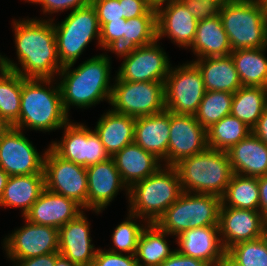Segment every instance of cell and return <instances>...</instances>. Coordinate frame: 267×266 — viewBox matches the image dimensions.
Segmentation results:
<instances>
[{"instance_id":"cell-1","label":"cell","mask_w":267,"mask_h":266,"mask_svg":"<svg viewBox=\"0 0 267 266\" xmlns=\"http://www.w3.org/2000/svg\"><path fill=\"white\" fill-rule=\"evenodd\" d=\"M53 20H13L16 54L22 69L2 54L0 67L14 71L26 79H54L63 66L57 54Z\"/></svg>"},{"instance_id":"cell-2","label":"cell","mask_w":267,"mask_h":266,"mask_svg":"<svg viewBox=\"0 0 267 266\" xmlns=\"http://www.w3.org/2000/svg\"><path fill=\"white\" fill-rule=\"evenodd\" d=\"M73 66L74 63L63 66L58 74L65 112L68 114L70 106L86 109L103 100L110 103L113 87L110 84V56L96 55L71 70Z\"/></svg>"},{"instance_id":"cell-3","label":"cell","mask_w":267,"mask_h":266,"mask_svg":"<svg viewBox=\"0 0 267 266\" xmlns=\"http://www.w3.org/2000/svg\"><path fill=\"white\" fill-rule=\"evenodd\" d=\"M53 81L56 80L22 77L20 114L12 127L22 131L27 127L31 130L51 132L63 128L70 121L69 114L63 108L58 83H54L56 86L50 85Z\"/></svg>"},{"instance_id":"cell-4","label":"cell","mask_w":267,"mask_h":266,"mask_svg":"<svg viewBox=\"0 0 267 266\" xmlns=\"http://www.w3.org/2000/svg\"><path fill=\"white\" fill-rule=\"evenodd\" d=\"M182 193L175 166L163 165L129 188L128 211L144 220V224H155Z\"/></svg>"},{"instance_id":"cell-5","label":"cell","mask_w":267,"mask_h":266,"mask_svg":"<svg viewBox=\"0 0 267 266\" xmlns=\"http://www.w3.org/2000/svg\"><path fill=\"white\" fill-rule=\"evenodd\" d=\"M184 192L222 197L233 175L227 151L207 148L175 165Z\"/></svg>"},{"instance_id":"cell-6","label":"cell","mask_w":267,"mask_h":266,"mask_svg":"<svg viewBox=\"0 0 267 266\" xmlns=\"http://www.w3.org/2000/svg\"><path fill=\"white\" fill-rule=\"evenodd\" d=\"M219 17L232 51L267 47V16L256 0L227 2Z\"/></svg>"},{"instance_id":"cell-7","label":"cell","mask_w":267,"mask_h":266,"mask_svg":"<svg viewBox=\"0 0 267 266\" xmlns=\"http://www.w3.org/2000/svg\"><path fill=\"white\" fill-rule=\"evenodd\" d=\"M221 205L216 195L183 191L155 224L175 237L185 230L218 226Z\"/></svg>"},{"instance_id":"cell-8","label":"cell","mask_w":267,"mask_h":266,"mask_svg":"<svg viewBox=\"0 0 267 266\" xmlns=\"http://www.w3.org/2000/svg\"><path fill=\"white\" fill-rule=\"evenodd\" d=\"M57 42V54L62 66L75 64L87 45L98 40L100 26L96 9L89 4L70 12L61 23H53Z\"/></svg>"},{"instance_id":"cell-9","label":"cell","mask_w":267,"mask_h":266,"mask_svg":"<svg viewBox=\"0 0 267 266\" xmlns=\"http://www.w3.org/2000/svg\"><path fill=\"white\" fill-rule=\"evenodd\" d=\"M114 79L109 103L113 111L137 118L166 110L164 82L122 81L117 76Z\"/></svg>"},{"instance_id":"cell-10","label":"cell","mask_w":267,"mask_h":266,"mask_svg":"<svg viewBox=\"0 0 267 266\" xmlns=\"http://www.w3.org/2000/svg\"><path fill=\"white\" fill-rule=\"evenodd\" d=\"M164 92L167 111L173 114L194 115L206 89L201 72L190 61L170 68L164 82Z\"/></svg>"},{"instance_id":"cell-11","label":"cell","mask_w":267,"mask_h":266,"mask_svg":"<svg viewBox=\"0 0 267 266\" xmlns=\"http://www.w3.org/2000/svg\"><path fill=\"white\" fill-rule=\"evenodd\" d=\"M45 188L73 199L88 210V180L86 167L58 156L50 147L44 157Z\"/></svg>"},{"instance_id":"cell-12","label":"cell","mask_w":267,"mask_h":266,"mask_svg":"<svg viewBox=\"0 0 267 266\" xmlns=\"http://www.w3.org/2000/svg\"><path fill=\"white\" fill-rule=\"evenodd\" d=\"M157 42L116 53L118 57H123L116 76L122 81L165 82L171 64L168 55Z\"/></svg>"},{"instance_id":"cell-13","label":"cell","mask_w":267,"mask_h":266,"mask_svg":"<svg viewBox=\"0 0 267 266\" xmlns=\"http://www.w3.org/2000/svg\"><path fill=\"white\" fill-rule=\"evenodd\" d=\"M62 140L52 141L49 147L61 158L88 167L108 160L110 155L95 130L84 124L68 122Z\"/></svg>"},{"instance_id":"cell-14","label":"cell","mask_w":267,"mask_h":266,"mask_svg":"<svg viewBox=\"0 0 267 266\" xmlns=\"http://www.w3.org/2000/svg\"><path fill=\"white\" fill-rule=\"evenodd\" d=\"M3 243L10 260L46 255L58 252L59 230L51 226L30 223L25 219V225L6 236Z\"/></svg>"},{"instance_id":"cell-15","label":"cell","mask_w":267,"mask_h":266,"mask_svg":"<svg viewBox=\"0 0 267 266\" xmlns=\"http://www.w3.org/2000/svg\"><path fill=\"white\" fill-rule=\"evenodd\" d=\"M22 130L12 127L0 141V168L9 176L44 174V157Z\"/></svg>"},{"instance_id":"cell-16","label":"cell","mask_w":267,"mask_h":266,"mask_svg":"<svg viewBox=\"0 0 267 266\" xmlns=\"http://www.w3.org/2000/svg\"><path fill=\"white\" fill-rule=\"evenodd\" d=\"M208 148L207 130L194 115L171 113L167 165L175 166L181 160Z\"/></svg>"},{"instance_id":"cell-17","label":"cell","mask_w":267,"mask_h":266,"mask_svg":"<svg viewBox=\"0 0 267 266\" xmlns=\"http://www.w3.org/2000/svg\"><path fill=\"white\" fill-rule=\"evenodd\" d=\"M156 6L157 41L168 36L179 47L190 48L196 35L198 21L180 0Z\"/></svg>"},{"instance_id":"cell-18","label":"cell","mask_w":267,"mask_h":266,"mask_svg":"<svg viewBox=\"0 0 267 266\" xmlns=\"http://www.w3.org/2000/svg\"><path fill=\"white\" fill-rule=\"evenodd\" d=\"M265 220L260 211L221 207L219 233L227 251L233 245L261 237Z\"/></svg>"},{"instance_id":"cell-19","label":"cell","mask_w":267,"mask_h":266,"mask_svg":"<svg viewBox=\"0 0 267 266\" xmlns=\"http://www.w3.org/2000/svg\"><path fill=\"white\" fill-rule=\"evenodd\" d=\"M86 170L89 210L91 209L99 214L113 201L119 190L125 189L126 195L129 196V189L122 181L112 157L106 161L88 166Z\"/></svg>"},{"instance_id":"cell-20","label":"cell","mask_w":267,"mask_h":266,"mask_svg":"<svg viewBox=\"0 0 267 266\" xmlns=\"http://www.w3.org/2000/svg\"><path fill=\"white\" fill-rule=\"evenodd\" d=\"M89 223L82 212L58 229V252L78 266H91L98 250L91 244Z\"/></svg>"},{"instance_id":"cell-21","label":"cell","mask_w":267,"mask_h":266,"mask_svg":"<svg viewBox=\"0 0 267 266\" xmlns=\"http://www.w3.org/2000/svg\"><path fill=\"white\" fill-rule=\"evenodd\" d=\"M82 209L73 199L45 188L23 219L59 229L84 212Z\"/></svg>"},{"instance_id":"cell-22","label":"cell","mask_w":267,"mask_h":266,"mask_svg":"<svg viewBox=\"0 0 267 266\" xmlns=\"http://www.w3.org/2000/svg\"><path fill=\"white\" fill-rule=\"evenodd\" d=\"M175 240L179 246L176 250L180 254L203 260L210 266H215L226 253L218 226L185 230Z\"/></svg>"},{"instance_id":"cell-23","label":"cell","mask_w":267,"mask_h":266,"mask_svg":"<svg viewBox=\"0 0 267 266\" xmlns=\"http://www.w3.org/2000/svg\"><path fill=\"white\" fill-rule=\"evenodd\" d=\"M171 112L137 117L134 127V143L152 153L163 165H167Z\"/></svg>"},{"instance_id":"cell-24","label":"cell","mask_w":267,"mask_h":266,"mask_svg":"<svg viewBox=\"0 0 267 266\" xmlns=\"http://www.w3.org/2000/svg\"><path fill=\"white\" fill-rule=\"evenodd\" d=\"M233 173L242 176L267 175V145L253 133L227 150Z\"/></svg>"},{"instance_id":"cell-25","label":"cell","mask_w":267,"mask_h":266,"mask_svg":"<svg viewBox=\"0 0 267 266\" xmlns=\"http://www.w3.org/2000/svg\"><path fill=\"white\" fill-rule=\"evenodd\" d=\"M112 158L124 184L131 188L135 183L152 175L162 166L161 161L136 143H131Z\"/></svg>"},{"instance_id":"cell-26","label":"cell","mask_w":267,"mask_h":266,"mask_svg":"<svg viewBox=\"0 0 267 266\" xmlns=\"http://www.w3.org/2000/svg\"><path fill=\"white\" fill-rule=\"evenodd\" d=\"M135 121V117L117 113L112 107L101 115L94 130L110 157L134 142Z\"/></svg>"},{"instance_id":"cell-27","label":"cell","mask_w":267,"mask_h":266,"mask_svg":"<svg viewBox=\"0 0 267 266\" xmlns=\"http://www.w3.org/2000/svg\"><path fill=\"white\" fill-rule=\"evenodd\" d=\"M203 77L206 91H226L235 93L242 84L231 55L196 59Z\"/></svg>"},{"instance_id":"cell-28","label":"cell","mask_w":267,"mask_h":266,"mask_svg":"<svg viewBox=\"0 0 267 266\" xmlns=\"http://www.w3.org/2000/svg\"><path fill=\"white\" fill-rule=\"evenodd\" d=\"M191 47L197 59L231 54L232 47L219 15L198 21Z\"/></svg>"},{"instance_id":"cell-29","label":"cell","mask_w":267,"mask_h":266,"mask_svg":"<svg viewBox=\"0 0 267 266\" xmlns=\"http://www.w3.org/2000/svg\"><path fill=\"white\" fill-rule=\"evenodd\" d=\"M44 189V174L9 176L0 206L20 208L24 217Z\"/></svg>"},{"instance_id":"cell-30","label":"cell","mask_w":267,"mask_h":266,"mask_svg":"<svg viewBox=\"0 0 267 266\" xmlns=\"http://www.w3.org/2000/svg\"><path fill=\"white\" fill-rule=\"evenodd\" d=\"M266 47L238 49L231 52L242 86L267 88Z\"/></svg>"},{"instance_id":"cell-31","label":"cell","mask_w":267,"mask_h":266,"mask_svg":"<svg viewBox=\"0 0 267 266\" xmlns=\"http://www.w3.org/2000/svg\"><path fill=\"white\" fill-rule=\"evenodd\" d=\"M170 234L156 224H147L138 240L135 254L138 266H160L176 249H170L165 239Z\"/></svg>"},{"instance_id":"cell-32","label":"cell","mask_w":267,"mask_h":266,"mask_svg":"<svg viewBox=\"0 0 267 266\" xmlns=\"http://www.w3.org/2000/svg\"><path fill=\"white\" fill-rule=\"evenodd\" d=\"M267 108V88L242 86L233 93L231 115L252 129Z\"/></svg>"},{"instance_id":"cell-33","label":"cell","mask_w":267,"mask_h":266,"mask_svg":"<svg viewBox=\"0 0 267 266\" xmlns=\"http://www.w3.org/2000/svg\"><path fill=\"white\" fill-rule=\"evenodd\" d=\"M221 204V207L260 211L258 177L233 173L221 197Z\"/></svg>"},{"instance_id":"cell-34","label":"cell","mask_w":267,"mask_h":266,"mask_svg":"<svg viewBox=\"0 0 267 266\" xmlns=\"http://www.w3.org/2000/svg\"><path fill=\"white\" fill-rule=\"evenodd\" d=\"M250 133H252V129L237 117L231 114L224 116L207 129L208 148L227 151Z\"/></svg>"},{"instance_id":"cell-35","label":"cell","mask_w":267,"mask_h":266,"mask_svg":"<svg viewBox=\"0 0 267 266\" xmlns=\"http://www.w3.org/2000/svg\"><path fill=\"white\" fill-rule=\"evenodd\" d=\"M22 76L0 67V115L12 126L21 106Z\"/></svg>"},{"instance_id":"cell-36","label":"cell","mask_w":267,"mask_h":266,"mask_svg":"<svg viewBox=\"0 0 267 266\" xmlns=\"http://www.w3.org/2000/svg\"><path fill=\"white\" fill-rule=\"evenodd\" d=\"M233 93L226 91H206L197 112V122L206 130L231 114Z\"/></svg>"},{"instance_id":"cell-37","label":"cell","mask_w":267,"mask_h":266,"mask_svg":"<svg viewBox=\"0 0 267 266\" xmlns=\"http://www.w3.org/2000/svg\"><path fill=\"white\" fill-rule=\"evenodd\" d=\"M157 40L156 15H142L126 20L122 51L142 47Z\"/></svg>"},{"instance_id":"cell-38","label":"cell","mask_w":267,"mask_h":266,"mask_svg":"<svg viewBox=\"0 0 267 266\" xmlns=\"http://www.w3.org/2000/svg\"><path fill=\"white\" fill-rule=\"evenodd\" d=\"M133 218H136L133 220ZM141 219L140 217L134 216L128 212V217L126 220L118 224L114 229L112 234V242L114 248H110L108 251L113 253L126 252L128 255H135L137 251V245L139 237L142 233V230L146 227L147 224H137L135 221Z\"/></svg>"},{"instance_id":"cell-39","label":"cell","mask_w":267,"mask_h":266,"mask_svg":"<svg viewBox=\"0 0 267 266\" xmlns=\"http://www.w3.org/2000/svg\"><path fill=\"white\" fill-rule=\"evenodd\" d=\"M226 252L242 266H267V246L261 237L237 243Z\"/></svg>"},{"instance_id":"cell-40","label":"cell","mask_w":267,"mask_h":266,"mask_svg":"<svg viewBox=\"0 0 267 266\" xmlns=\"http://www.w3.org/2000/svg\"><path fill=\"white\" fill-rule=\"evenodd\" d=\"M125 25L126 19L105 23L100 29V47L115 54L122 51Z\"/></svg>"},{"instance_id":"cell-41","label":"cell","mask_w":267,"mask_h":266,"mask_svg":"<svg viewBox=\"0 0 267 266\" xmlns=\"http://www.w3.org/2000/svg\"><path fill=\"white\" fill-rule=\"evenodd\" d=\"M91 4L96 9L100 28L105 23L123 19L122 4H119V0H91Z\"/></svg>"},{"instance_id":"cell-42","label":"cell","mask_w":267,"mask_h":266,"mask_svg":"<svg viewBox=\"0 0 267 266\" xmlns=\"http://www.w3.org/2000/svg\"><path fill=\"white\" fill-rule=\"evenodd\" d=\"M199 21L209 19L220 14L221 4L215 0H180Z\"/></svg>"},{"instance_id":"cell-43","label":"cell","mask_w":267,"mask_h":266,"mask_svg":"<svg viewBox=\"0 0 267 266\" xmlns=\"http://www.w3.org/2000/svg\"><path fill=\"white\" fill-rule=\"evenodd\" d=\"M91 266H138L135 255L98 249Z\"/></svg>"},{"instance_id":"cell-44","label":"cell","mask_w":267,"mask_h":266,"mask_svg":"<svg viewBox=\"0 0 267 266\" xmlns=\"http://www.w3.org/2000/svg\"><path fill=\"white\" fill-rule=\"evenodd\" d=\"M27 2L40 4L44 14H53L71 9H80L91 4V0H27Z\"/></svg>"},{"instance_id":"cell-45","label":"cell","mask_w":267,"mask_h":266,"mask_svg":"<svg viewBox=\"0 0 267 266\" xmlns=\"http://www.w3.org/2000/svg\"><path fill=\"white\" fill-rule=\"evenodd\" d=\"M123 19L129 20L142 15H156V8L149 0H119Z\"/></svg>"},{"instance_id":"cell-46","label":"cell","mask_w":267,"mask_h":266,"mask_svg":"<svg viewBox=\"0 0 267 266\" xmlns=\"http://www.w3.org/2000/svg\"><path fill=\"white\" fill-rule=\"evenodd\" d=\"M160 266H210V265L203 260L184 256L176 250Z\"/></svg>"},{"instance_id":"cell-47","label":"cell","mask_w":267,"mask_h":266,"mask_svg":"<svg viewBox=\"0 0 267 266\" xmlns=\"http://www.w3.org/2000/svg\"><path fill=\"white\" fill-rule=\"evenodd\" d=\"M59 255V252H52L37 257H31L22 260H12V262L16 263V266H55L56 258Z\"/></svg>"},{"instance_id":"cell-48","label":"cell","mask_w":267,"mask_h":266,"mask_svg":"<svg viewBox=\"0 0 267 266\" xmlns=\"http://www.w3.org/2000/svg\"><path fill=\"white\" fill-rule=\"evenodd\" d=\"M258 186L260 192V212L267 222V175L258 177Z\"/></svg>"},{"instance_id":"cell-49","label":"cell","mask_w":267,"mask_h":266,"mask_svg":"<svg viewBox=\"0 0 267 266\" xmlns=\"http://www.w3.org/2000/svg\"><path fill=\"white\" fill-rule=\"evenodd\" d=\"M252 133L267 145V108L252 128Z\"/></svg>"},{"instance_id":"cell-50","label":"cell","mask_w":267,"mask_h":266,"mask_svg":"<svg viewBox=\"0 0 267 266\" xmlns=\"http://www.w3.org/2000/svg\"><path fill=\"white\" fill-rule=\"evenodd\" d=\"M215 266H242L236 262L227 252L221 257Z\"/></svg>"},{"instance_id":"cell-51","label":"cell","mask_w":267,"mask_h":266,"mask_svg":"<svg viewBox=\"0 0 267 266\" xmlns=\"http://www.w3.org/2000/svg\"><path fill=\"white\" fill-rule=\"evenodd\" d=\"M8 179L9 175L2 168H0V200L3 195Z\"/></svg>"},{"instance_id":"cell-52","label":"cell","mask_w":267,"mask_h":266,"mask_svg":"<svg viewBox=\"0 0 267 266\" xmlns=\"http://www.w3.org/2000/svg\"><path fill=\"white\" fill-rule=\"evenodd\" d=\"M12 126L0 115V141Z\"/></svg>"},{"instance_id":"cell-53","label":"cell","mask_w":267,"mask_h":266,"mask_svg":"<svg viewBox=\"0 0 267 266\" xmlns=\"http://www.w3.org/2000/svg\"><path fill=\"white\" fill-rule=\"evenodd\" d=\"M55 266H78V265L72 263L70 260L63 257L62 255H59L56 258Z\"/></svg>"},{"instance_id":"cell-54","label":"cell","mask_w":267,"mask_h":266,"mask_svg":"<svg viewBox=\"0 0 267 266\" xmlns=\"http://www.w3.org/2000/svg\"><path fill=\"white\" fill-rule=\"evenodd\" d=\"M261 238L264 240L266 246H267V222H265Z\"/></svg>"},{"instance_id":"cell-55","label":"cell","mask_w":267,"mask_h":266,"mask_svg":"<svg viewBox=\"0 0 267 266\" xmlns=\"http://www.w3.org/2000/svg\"><path fill=\"white\" fill-rule=\"evenodd\" d=\"M267 16V0H256Z\"/></svg>"},{"instance_id":"cell-56","label":"cell","mask_w":267,"mask_h":266,"mask_svg":"<svg viewBox=\"0 0 267 266\" xmlns=\"http://www.w3.org/2000/svg\"><path fill=\"white\" fill-rule=\"evenodd\" d=\"M217 2H219L221 5L227 3V2H230V1H233V0H215Z\"/></svg>"}]
</instances>
